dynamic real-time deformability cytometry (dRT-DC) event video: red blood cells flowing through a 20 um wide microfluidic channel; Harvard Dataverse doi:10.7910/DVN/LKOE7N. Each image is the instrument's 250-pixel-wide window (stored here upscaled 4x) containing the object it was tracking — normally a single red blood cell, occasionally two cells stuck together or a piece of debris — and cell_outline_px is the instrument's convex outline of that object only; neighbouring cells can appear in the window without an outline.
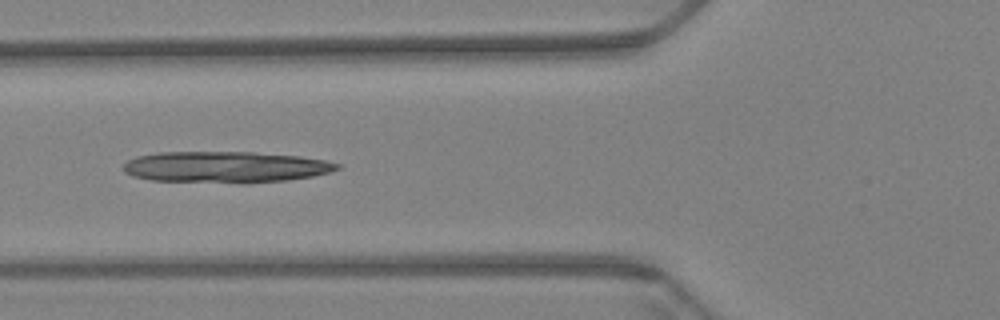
{"species": "Egyptian fruit bat (a non-hibernating species)", "species_latin": "Rousettus aegyptiacus", "temperature_condition": "warm", "stored_images_in_passage": 54, "camera_frame_rate_fps": 3000, "um_per_image_px": 0.085, "animal": {"sex": "female"}, "frame": {"image": 1, "passage_image": 21, "time_ms": 6.667, "image_size_px": [1000, 320], "cell_outline_px": [[340, 168], [328, 172], [312, 176], [288, 180], [248, 184], [240, 184], [152, 180], [132, 176], [124, 172], [124, 164], [128, 160], [136, 156], [156, 152], [256, 152], [300, 156], [324, 160], [340, 164]], "centroid_in_image_um": [19.15, 14.21], "position_along_channel_um": 106.6, "area_um2": 39.48}}
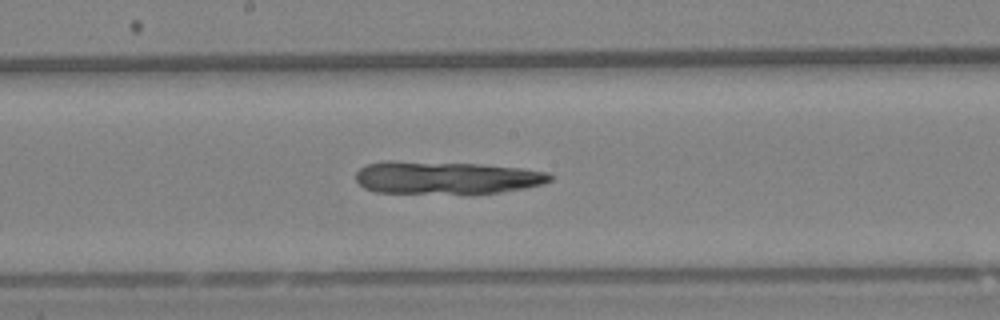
{"frame": {"image": 2, "passage_image": 30, "time_ms": 9.667, "image_size_px": [1000, 320], "cell_outline_px": [[552, 180], [544, 184], [524, 188], [500, 192], [376, 192], [364, 188], [356, 180], [356, 172], [364, 164], [384, 160], [392, 160], [484, 164], [520, 168], [548, 172], [552, 176]], "centroid_in_image_um": [37.9, 15.06], "position_along_channel_um": 210.3, "area_um2": 36.82}}
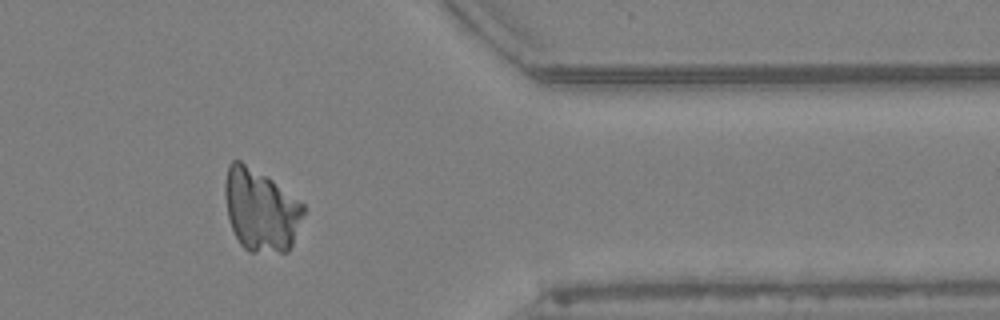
{"frame": {"image": 3, "passage_image": 47, "time_ms": 15.333, "image_size_px": [1000, 320], "cell_outline_px": [[304, 212], [292, 244], [288, 252], [248, 252], [240, 244], [232, 228], [228, 216], [224, 196], [224, 184], [228, 164], [232, 160], [240, 160], [272, 180], [304, 204]], "centroid_in_image_um": [22.14, 17.85], "position_along_channel_um": 389.3, "area_um2": 37.45}}